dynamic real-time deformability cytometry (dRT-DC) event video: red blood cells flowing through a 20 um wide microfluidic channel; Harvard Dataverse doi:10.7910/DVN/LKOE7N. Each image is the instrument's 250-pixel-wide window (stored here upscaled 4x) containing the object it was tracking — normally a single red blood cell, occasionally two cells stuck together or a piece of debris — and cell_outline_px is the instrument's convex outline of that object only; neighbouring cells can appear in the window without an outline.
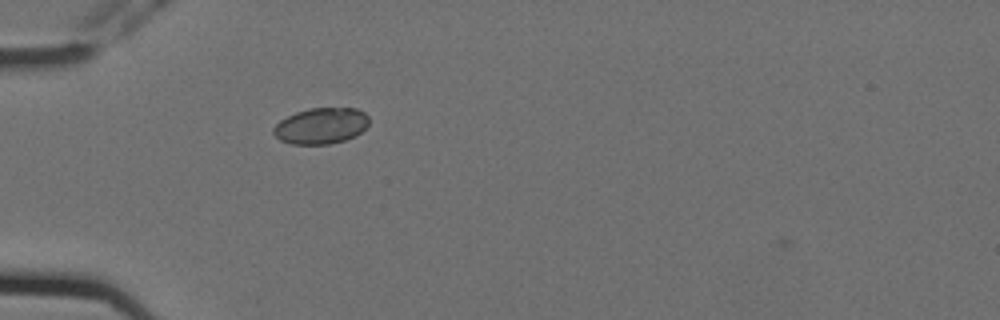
{"species": "Egyptian fruit bat (a non-hibernating species)", "species_latin": "Rousettus aegyptiacus", "temperature_condition": "cold", "stored_images_in_passage": 3, "camera_frame_rate_fps": 3000, "um_per_image_px": 0.085, "animal": {"sex": "female"}, "frame": {"image": 1, "passage_image": 3, "time_ms": 0.667, "image_size_px": [1000, 320], "cell_outline_px": [[368, 124], [356, 136], [344, 140], [328, 144], [292, 144], [280, 140], [272, 132], [272, 128], [280, 120], [296, 112], [312, 108], [356, 108], [364, 112], [368, 116]], "centroid_in_image_um": [27.28, 10.69], "position_along_channel_um": 57.7, "area_um2": 20.0}}